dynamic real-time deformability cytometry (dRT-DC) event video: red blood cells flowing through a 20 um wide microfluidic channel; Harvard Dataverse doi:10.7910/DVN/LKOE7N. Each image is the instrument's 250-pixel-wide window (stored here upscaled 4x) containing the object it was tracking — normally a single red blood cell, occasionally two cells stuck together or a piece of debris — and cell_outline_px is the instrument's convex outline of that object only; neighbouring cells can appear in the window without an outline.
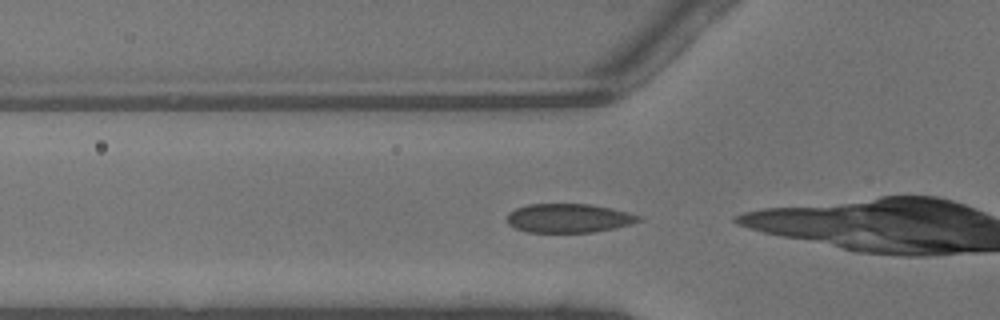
{"species": "common noctule bat (a hibernating species)", "species_latin": "Nyctalus noctula", "temperature_condition": "warm", "stored_images_in_passage": 17, "camera_frame_rate_fps": 3000, "um_per_image_px": 0.085, "animal": {"sex": "male", "body_mass_g": 13.3}, "frame": {"image": 1, "passage_image": 8, "time_ms": 2.333, "image_size_px": [1000, 320], "cell_outline_px": [[640, 220], [628, 224], [612, 228], [592, 232], [528, 232], [516, 228], [508, 224], [508, 212], [516, 208], [528, 204], [592, 204], [612, 208], [628, 212], [640, 216]], "centroid_in_image_um": [48.3, 18.53], "position_along_channel_um": 77.5, "area_um2": 21.96}}
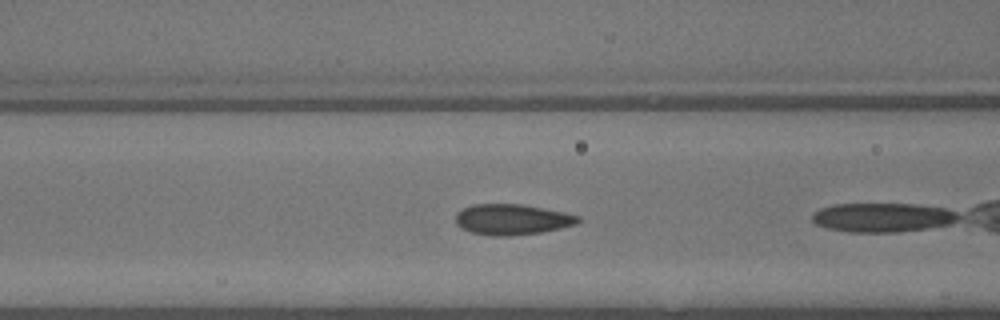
{"frame": {"image": 2, "passage_image": 11, "time_ms": 3.333, "image_size_px": [1000, 320], "cell_outline_px": [[580, 220], [576, 224], [560, 228], [540, 232], [508, 236], [492, 236], [472, 232], [460, 228], [456, 224], [456, 212], [472, 204], [524, 204], [564, 212], [580, 216]], "centroid_in_image_um": [43.51, 18.65], "position_along_channel_um": 123.1, "area_um2": 21.91}}
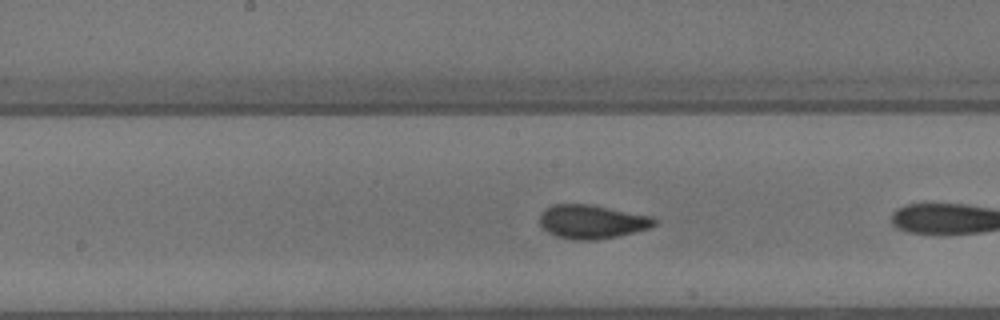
{"frame": {"image": 3, "passage_image": 16, "time_ms": 5.0, "image_size_px": [1000, 320], "cell_outline_px": [[656, 224], [648, 228], [620, 236], [596, 240], [572, 240], [556, 236], [548, 232], [540, 224], [540, 216], [544, 208], [552, 204], [588, 204], [652, 216], [656, 220]], "centroid_in_image_um": [50.29, 18.85], "position_along_channel_um": 197.9, "area_um2": 22.6}}